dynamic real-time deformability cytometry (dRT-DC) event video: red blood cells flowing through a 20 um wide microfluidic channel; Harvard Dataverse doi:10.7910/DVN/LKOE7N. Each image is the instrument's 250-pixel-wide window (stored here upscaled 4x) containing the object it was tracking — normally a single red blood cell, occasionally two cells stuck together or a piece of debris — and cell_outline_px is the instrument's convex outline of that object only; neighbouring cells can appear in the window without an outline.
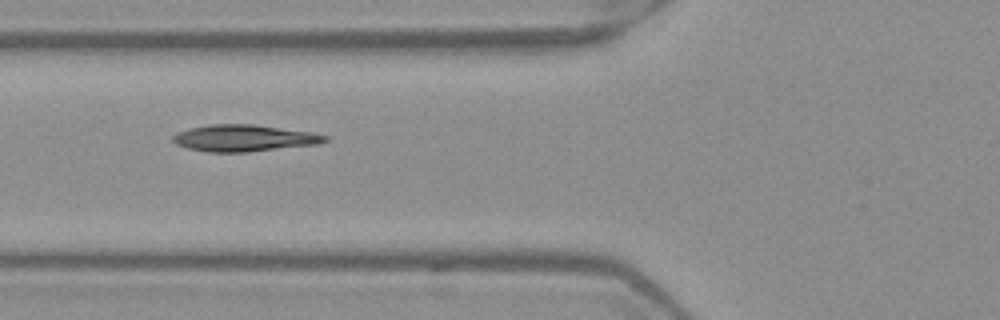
{"species": "Egyptian fruit bat (a non-hibernating species)", "species_latin": "Rousettus aegyptiacus", "temperature_condition": "warm", "stored_images_in_passage": 4, "camera_frame_rate_fps": 3000, "um_per_image_px": 0.085, "frame": {"image": 1, "passage_image": 2, "time_ms": 0.333, "image_size_px": [1000, 320], "cell_outline_px": [[328, 140], [320, 144], [248, 152], [208, 152], [188, 148], [176, 144], [172, 140], [172, 136], [188, 128], [208, 124], [252, 124], [312, 132], [328, 136]], "centroid_in_image_um": [20.76, 11.74], "position_along_channel_um": 105.0, "area_um2": 23.7}}
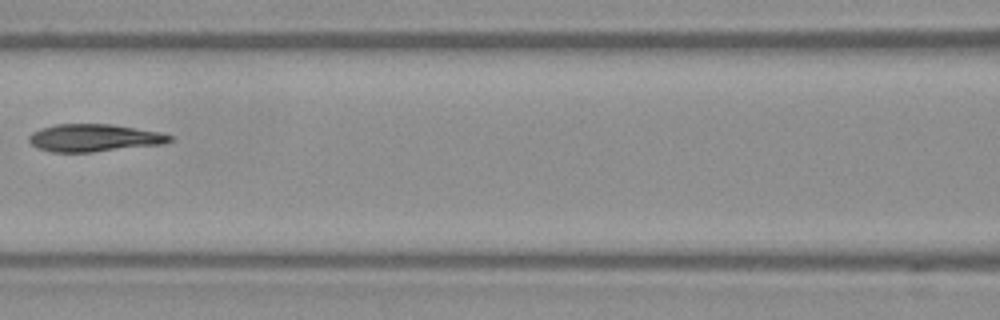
{"frame": {"image": 2, "passage_image": 3, "time_ms": 0.667, "image_size_px": [1000, 320], "cell_outline_px": [[172, 140], [164, 144], [92, 152], [52, 152], [36, 148], [28, 140], [28, 136], [32, 132], [40, 128], [56, 124], [112, 124], [160, 132], [172, 136]], "centroid_in_image_um": [7.97, 11.72], "position_along_channel_um": 158.6, "area_um2": 22.66}}
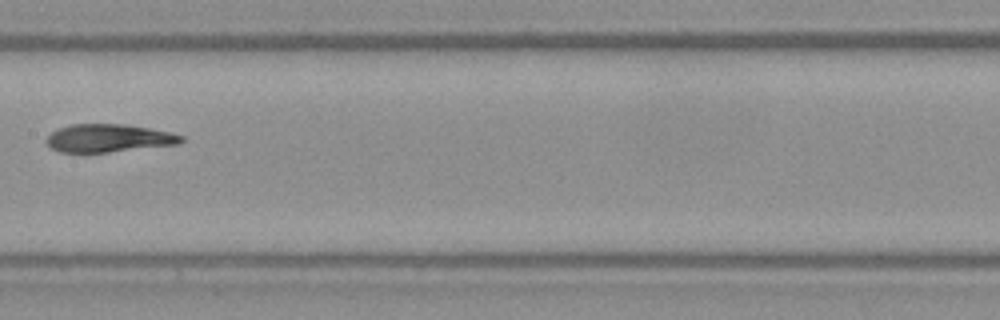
{"frame": {"image": 3, "passage_image": 4, "time_ms": 1.0, "image_size_px": [1000, 320], "cell_outline_px": [[184, 140], [180, 144], [108, 152], [60, 152], [52, 148], [44, 140], [52, 132], [60, 128], [72, 124], [124, 124], [172, 132], [184, 136]], "centroid_in_image_um": [9.27, 11.74], "position_along_channel_um": 198.1, "area_um2": 21.91}}